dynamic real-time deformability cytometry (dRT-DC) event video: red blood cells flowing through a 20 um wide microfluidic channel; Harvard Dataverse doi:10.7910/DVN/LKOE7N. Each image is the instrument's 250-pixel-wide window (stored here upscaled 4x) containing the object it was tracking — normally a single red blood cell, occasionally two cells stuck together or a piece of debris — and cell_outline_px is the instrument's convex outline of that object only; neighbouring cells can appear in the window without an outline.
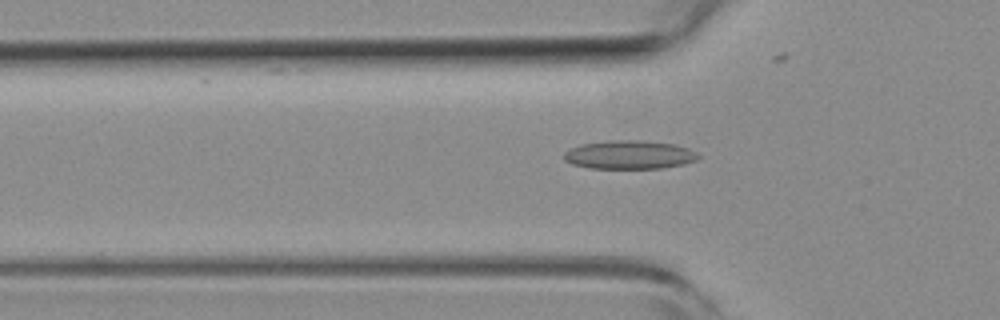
{"species": "common noctule bat (a hibernating species)", "species_latin": "Nyctalus noctula", "temperature_condition": "room temperature", "stored_images_in_passage": 52, "camera_frame_rate_fps": 3000, "um_per_image_px": 0.085, "animal": {"sex": "female", "body_mass_g": 19.3, "forearm_length_mm": 54.1}, "frame": {"image": 1, "passage_image": 17, "time_ms": 5.333, "image_size_px": [1000, 320], "cell_outline_px": [[700, 156], [696, 160], [684, 164], [664, 168], [588, 168], [572, 164], [564, 160], [564, 152], [580, 144], [608, 140], [640, 140], [676, 144], [688, 148], [696, 152]], "centroid_in_image_um": [53.5, 13.15], "position_along_channel_um": 72.3, "area_um2": 22.48}}
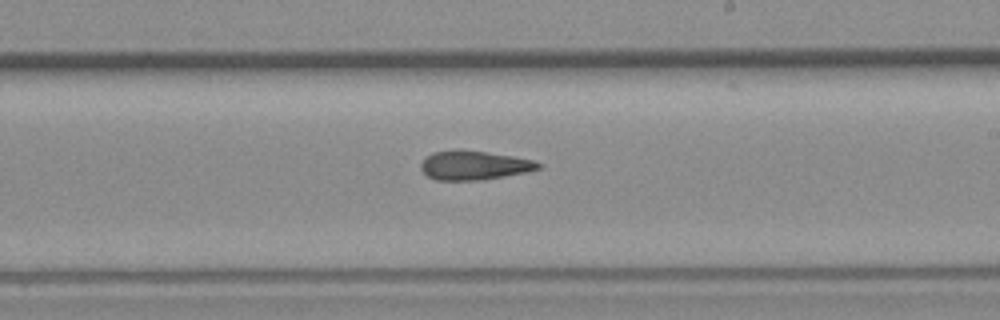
{"frame": {"image": 2, "passage_image": 31, "time_ms": 10.0, "image_size_px": [1000, 320], "cell_outline_px": [[540, 168], [528, 172], [480, 180], [436, 180], [428, 176], [420, 168], [420, 164], [432, 152], [456, 148], [460, 148], [512, 156], [532, 160], [540, 164]], "centroid_in_image_um": [40.26, 14.03], "position_along_channel_um": 248.7, "area_um2": 19.94}}
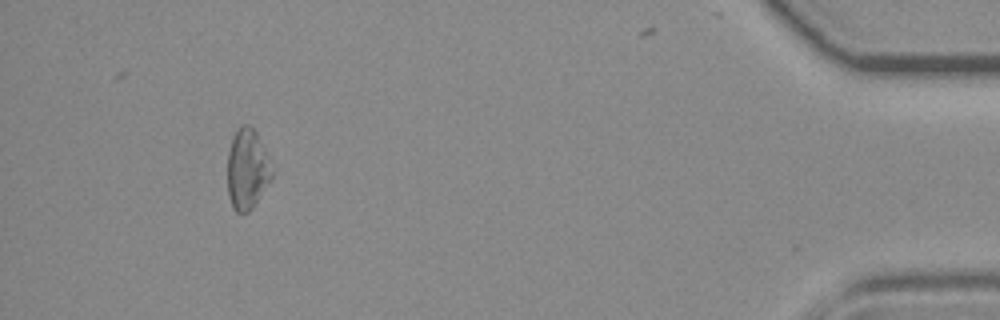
{"frame": {"image": 3, "passage_image": 50, "time_ms": 16.333, "image_size_px": [1000, 320], "cell_outline_px": [[276, 172], [272, 180], [252, 208], [248, 212], [240, 216], [232, 208], [228, 196], [228, 152], [232, 136], [236, 128], [240, 124], [248, 124], [256, 132]], "centroid_in_image_um": [21.03, 14.4], "position_along_channel_um": 414.2, "area_um2": 21.5}}